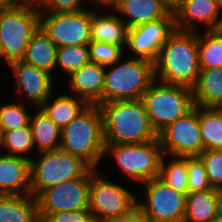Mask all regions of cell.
Segmentation results:
<instances>
[{"instance_id":"obj_1","label":"cell","mask_w":222,"mask_h":222,"mask_svg":"<svg viewBox=\"0 0 222 222\" xmlns=\"http://www.w3.org/2000/svg\"><path fill=\"white\" fill-rule=\"evenodd\" d=\"M200 70L198 32L175 30L154 62L155 79L193 89Z\"/></svg>"},{"instance_id":"obj_2","label":"cell","mask_w":222,"mask_h":222,"mask_svg":"<svg viewBox=\"0 0 222 222\" xmlns=\"http://www.w3.org/2000/svg\"><path fill=\"white\" fill-rule=\"evenodd\" d=\"M105 144H140L158 139L141 99L99 105Z\"/></svg>"},{"instance_id":"obj_3","label":"cell","mask_w":222,"mask_h":222,"mask_svg":"<svg viewBox=\"0 0 222 222\" xmlns=\"http://www.w3.org/2000/svg\"><path fill=\"white\" fill-rule=\"evenodd\" d=\"M62 150L82 158L99 169L104 161L102 114L97 104H88L68 125L62 128Z\"/></svg>"},{"instance_id":"obj_4","label":"cell","mask_w":222,"mask_h":222,"mask_svg":"<svg viewBox=\"0 0 222 222\" xmlns=\"http://www.w3.org/2000/svg\"><path fill=\"white\" fill-rule=\"evenodd\" d=\"M154 80L153 62L124 55L106 66L103 103L141 99Z\"/></svg>"},{"instance_id":"obj_5","label":"cell","mask_w":222,"mask_h":222,"mask_svg":"<svg viewBox=\"0 0 222 222\" xmlns=\"http://www.w3.org/2000/svg\"><path fill=\"white\" fill-rule=\"evenodd\" d=\"M39 28L38 4L21 2L0 8V41L6 66L23 59L30 39Z\"/></svg>"},{"instance_id":"obj_6","label":"cell","mask_w":222,"mask_h":222,"mask_svg":"<svg viewBox=\"0 0 222 222\" xmlns=\"http://www.w3.org/2000/svg\"><path fill=\"white\" fill-rule=\"evenodd\" d=\"M35 156L30 160V194L34 197L49 187L83 177L92 168L82 158L61 148Z\"/></svg>"},{"instance_id":"obj_7","label":"cell","mask_w":222,"mask_h":222,"mask_svg":"<svg viewBox=\"0 0 222 222\" xmlns=\"http://www.w3.org/2000/svg\"><path fill=\"white\" fill-rule=\"evenodd\" d=\"M149 121L157 134L194 108L193 89L154 80L142 96Z\"/></svg>"},{"instance_id":"obj_8","label":"cell","mask_w":222,"mask_h":222,"mask_svg":"<svg viewBox=\"0 0 222 222\" xmlns=\"http://www.w3.org/2000/svg\"><path fill=\"white\" fill-rule=\"evenodd\" d=\"M108 155L116 163L118 173L141 185L159 177L164 152L157 139L140 144H105L103 156Z\"/></svg>"},{"instance_id":"obj_9","label":"cell","mask_w":222,"mask_h":222,"mask_svg":"<svg viewBox=\"0 0 222 222\" xmlns=\"http://www.w3.org/2000/svg\"><path fill=\"white\" fill-rule=\"evenodd\" d=\"M97 170L91 176L89 210L96 222H106L129 213L137 206V193Z\"/></svg>"},{"instance_id":"obj_10","label":"cell","mask_w":222,"mask_h":222,"mask_svg":"<svg viewBox=\"0 0 222 222\" xmlns=\"http://www.w3.org/2000/svg\"><path fill=\"white\" fill-rule=\"evenodd\" d=\"M142 201L137 197V206L149 222H184L186 195L182 194L159 177L141 184Z\"/></svg>"},{"instance_id":"obj_11","label":"cell","mask_w":222,"mask_h":222,"mask_svg":"<svg viewBox=\"0 0 222 222\" xmlns=\"http://www.w3.org/2000/svg\"><path fill=\"white\" fill-rule=\"evenodd\" d=\"M97 170L99 169L91 168L83 177L43 190L36 197L40 221L51 213L88 209L91 176Z\"/></svg>"},{"instance_id":"obj_12","label":"cell","mask_w":222,"mask_h":222,"mask_svg":"<svg viewBox=\"0 0 222 222\" xmlns=\"http://www.w3.org/2000/svg\"><path fill=\"white\" fill-rule=\"evenodd\" d=\"M92 8L78 12H40L41 30L58 46L88 45Z\"/></svg>"},{"instance_id":"obj_13","label":"cell","mask_w":222,"mask_h":222,"mask_svg":"<svg viewBox=\"0 0 222 222\" xmlns=\"http://www.w3.org/2000/svg\"><path fill=\"white\" fill-rule=\"evenodd\" d=\"M164 154L177 157H198L204 152L198 121V106L184 117L168 124L158 133Z\"/></svg>"},{"instance_id":"obj_14","label":"cell","mask_w":222,"mask_h":222,"mask_svg":"<svg viewBox=\"0 0 222 222\" xmlns=\"http://www.w3.org/2000/svg\"><path fill=\"white\" fill-rule=\"evenodd\" d=\"M175 30L173 10L159 20L130 27L125 49L128 54L125 55L154 63L161 47Z\"/></svg>"},{"instance_id":"obj_15","label":"cell","mask_w":222,"mask_h":222,"mask_svg":"<svg viewBox=\"0 0 222 222\" xmlns=\"http://www.w3.org/2000/svg\"><path fill=\"white\" fill-rule=\"evenodd\" d=\"M13 71L11 74L15 80L16 95L23 103L40 107L55 90V75L46 70L25 63L15 61L8 65Z\"/></svg>"},{"instance_id":"obj_16","label":"cell","mask_w":222,"mask_h":222,"mask_svg":"<svg viewBox=\"0 0 222 222\" xmlns=\"http://www.w3.org/2000/svg\"><path fill=\"white\" fill-rule=\"evenodd\" d=\"M175 29L182 32L216 31L222 27V11L216 0H175ZM201 24V25H200Z\"/></svg>"},{"instance_id":"obj_17","label":"cell","mask_w":222,"mask_h":222,"mask_svg":"<svg viewBox=\"0 0 222 222\" xmlns=\"http://www.w3.org/2000/svg\"><path fill=\"white\" fill-rule=\"evenodd\" d=\"M105 71L106 66L88 62L66 77L71 91L68 94L78 96L87 104H103Z\"/></svg>"},{"instance_id":"obj_18","label":"cell","mask_w":222,"mask_h":222,"mask_svg":"<svg viewBox=\"0 0 222 222\" xmlns=\"http://www.w3.org/2000/svg\"><path fill=\"white\" fill-rule=\"evenodd\" d=\"M30 194V161L0 153V195Z\"/></svg>"},{"instance_id":"obj_19","label":"cell","mask_w":222,"mask_h":222,"mask_svg":"<svg viewBox=\"0 0 222 222\" xmlns=\"http://www.w3.org/2000/svg\"><path fill=\"white\" fill-rule=\"evenodd\" d=\"M128 30V25L114 10L92 8L91 41L114 43L126 49Z\"/></svg>"},{"instance_id":"obj_20","label":"cell","mask_w":222,"mask_h":222,"mask_svg":"<svg viewBox=\"0 0 222 222\" xmlns=\"http://www.w3.org/2000/svg\"><path fill=\"white\" fill-rule=\"evenodd\" d=\"M113 10L130 28L164 18L172 9L163 0H121Z\"/></svg>"},{"instance_id":"obj_21","label":"cell","mask_w":222,"mask_h":222,"mask_svg":"<svg viewBox=\"0 0 222 222\" xmlns=\"http://www.w3.org/2000/svg\"><path fill=\"white\" fill-rule=\"evenodd\" d=\"M0 222H41L36 197L0 195Z\"/></svg>"},{"instance_id":"obj_22","label":"cell","mask_w":222,"mask_h":222,"mask_svg":"<svg viewBox=\"0 0 222 222\" xmlns=\"http://www.w3.org/2000/svg\"><path fill=\"white\" fill-rule=\"evenodd\" d=\"M53 93L40 108L60 128L68 125L88 104L75 95ZM56 95V97H55ZM55 97V98H54ZM53 98V99H52Z\"/></svg>"},{"instance_id":"obj_23","label":"cell","mask_w":222,"mask_h":222,"mask_svg":"<svg viewBox=\"0 0 222 222\" xmlns=\"http://www.w3.org/2000/svg\"><path fill=\"white\" fill-rule=\"evenodd\" d=\"M34 112V113H33ZM30 118L36 154L52 151L61 147L60 129L40 107H35Z\"/></svg>"},{"instance_id":"obj_24","label":"cell","mask_w":222,"mask_h":222,"mask_svg":"<svg viewBox=\"0 0 222 222\" xmlns=\"http://www.w3.org/2000/svg\"><path fill=\"white\" fill-rule=\"evenodd\" d=\"M57 49L58 46L39 28L30 39L22 61L54 75Z\"/></svg>"},{"instance_id":"obj_25","label":"cell","mask_w":222,"mask_h":222,"mask_svg":"<svg viewBox=\"0 0 222 222\" xmlns=\"http://www.w3.org/2000/svg\"><path fill=\"white\" fill-rule=\"evenodd\" d=\"M195 106L215 107L222 102V67L201 69L193 88Z\"/></svg>"},{"instance_id":"obj_26","label":"cell","mask_w":222,"mask_h":222,"mask_svg":"<svg viewBox=\"0 0 222 222\" xmlns=\"http://www.w3.org/2000/svg\"><path fill=\"white\" fill-rule=\"evenodd\" d=\"M217 214L216 188L186 195L184 222H211Z\"/></svg>"},{"instance_id":"obj_27","label":"cell","mask_w":222,"mask_h":222,"mask_svg":"<svg viewBox=\"0 0 222 222\" xmlns=\"http://www.w3.org/2000/svg\"><path fill=\"white\" fill-rule=\"evenodd\" d=\"M198 121L204 151L222 149V113L219 109L198 106Z\"/></svg>"},{"instance_id":"obj_28","label":"cell","mask_w":222,"mask_h":222,"mask_svg":"<svg viewBox=\"0 0 222 222\" xmlns=\"http://www.w3.org/2000/svg\"><path fill=\"white\" fill-rule=\"evenodd\" d=\"M199 64L201 69L222 67V30L198 32Z\"/></svg>"},{"instance_id":"obj_29","label":"cell","mask_w":222,"mask_h":222,"mask_svg":"<svg viewBox=\"0 0 222 222\" xmlns=\"http://www.w3.org/2000/svg\"><path fill=\"white\" fill-rule=\"evenodd\" d=\"M159 178L162 179L174 190L187 195L188 194L187 157H177L164 154L161 161Z\"/></svg>"},{"instance_id":"obj_30","label":"cell","mask_w":222,"mask_h":222,"mask_svg":"<svg viewBox=\"0 0 222 222\" xmlns=\"http://www.w3.org/2000/svg\"><path fill=\"white\" fill-rule=\"evenodd\" d=\"M2 150L1 153L5 152L2 154L23 157L30 161L32 159L30 155L36 154L30 124L17 130L4 132Z\"/></svg>"},{"instance_id":"obj_31","label":"cell","mask_w":222,"mask_h":222,"mask_svg":"<svg viewBox=\"0 0 222 222\" xmlns=\"http://www.w3.org/2000/svg\"><path fill=\"white\" fill-rule=\"evenodd\" d=\"M88 62H90L88 45L58 47L55 72L56 68L60 69L59 73H65L63 75L66 78Z\"/></svg>"},{"instance_id":"obj_32","label":"cell","mask_w":222,"mask_h":222,"mask_svg":"<svg viewBox=\"0 0 222 222\" xmlns=\"http://www.w3.org/2000/svg\"><path fill=\"white\" fill-rule=\"evenodd\" d=\"M16 99V102H1L0 104V126L4 132L17 130L30 124L32 113L27 109H29L30 106L33 109L35 107L33 105L23 103L22 101L18 102L19 99Z\"/></svg>"},{"instance_id":"obj_33","label":"cell","mask_w":222,"mask_h":222,"mask_svg":"<svg viewBox=\"0 0 222 222\" xmlns=\"http://www.w3.org/2000/svg\"><path fill=\"white\" fill-rule=\"evenodd\" d=\"M88 46L90 62H94L103 66L116 63L126 53L123 47L114 43L90 41Z\"/></svg>"},{"instance_id":"obj_34","label":"cell","mask_w":222,"mask_h":222,"mask_svg":"<svg viewBox=\"0 0 222 222\" xmlns=\"http://www.w3.org/2000/svg\"><path fill=\"white\" fill-rule=\"evenodd\" d=\"M188 193L212 189L204 163L199 157H187Z\"/></svg>"},{"instance_id":"obj_35","label":"cell","mask_w":222,"mask_h":222,"mask_svg":"<svg viewBox=\"0 0 222 222\" xmlns=\"http://www.w3.org/2000/svg\"><path fill=\"white\" fill-rule=\"evenodd\" d=\"M198 157L205 165L210 184L222 188V149L205 150Z\"/></svg>"},{"instance_id":"obj_36","label":"cell","mask_w":222,"mask_h":222,"mask_svg":"<svg viewBox=\"0 0 222 222\" xmlns=\"http://www.w3.org/2000/svg\"><path fill=\"white\" fill-rule=\"evenodd\" d=\"M87 2L88 0H41L38 7L40 12H78L89 8Z\"/></svg>"},{"instance_id":"obj_37","label":"cell","mask_w":222,"mask_h":222,"mask_svg":"<svg viewBox=\"0 0 222 222\" xmlns=\"http://www.w3.org/2000/svg\"><path fill=\"white\" fill-rule=\"evenodd\" d=\"M42 222H96L89 209L49 214Z\"/></svg>"},{"instance_id":"obj_38","label":"cell","mask_w":222,"mask_h":222,"mask_svg":"<svg viewBox=\"0 0 222 222\" xmlns=\"http://www.w3.org/2000/svg\"><path fill=\"white\" fill-rule=\"evenodd\" d=\"M106 222H149V221L147 220L141 209L138 206H136L129 213L116 218L109 219Z\"/></svg>"},{"instance_id":"obj_39","label":"cell","mask_w":222,"mask_h":222,"mask_svg":"<svg viewBox=\"0 0 222 222\" xmlns=\"http://www.w3.org/2000/svg\"><path fill=\"white\" fill-rule=\"evenodd\" d=\"M121 0H88L93 9H109L113 10Z\"/></svg>"},{"instance_id":"obj_40","label":"cell","mask_w":222,"mask_h":222,"mask_svg":"<svg viewBox=\"0 0 222 222\" xmlns=\"http://www.w3.org/2000/svg\"><path fill=\"white\" fill-rule=\"evenodd\" d=\"M21 3L19 0H0V8L11 7Z\"/></svg>"},{"instance_id":"obj_41","label":"cell","mask_w":222,"mask_h":222,"mask_svg":"<svg viewBox=\"0 0 222 222\" xmlns=\"http://www.w3.org/2000/svg\"><path fill=\"white\" fill-rule=\"evenodd\" d=\"M217 208L218 213L222 214V188L217 189Z\"/></svg>"},{"instance_id":"obj_42","label":"cell","mask_w":222,"mask_h":222,"mask_svg":"<svg viewBox=\"0 0 222 222\" xmlns=\"http://www.w3.org/2000/svg\"><path fill=\"white\" fill-rule=\"evenodd\" d=\"M3 141H4V130H3L2 127L0 126V153H1V151H2Z\"/></svg>"},{"instance_id":"obj_43","label":"cell","mask_w":222,"mask_h":222,"mask_svg":"<svg viewBox=\"0 0 222 222\" xmlns=\"http://www.w3.org/2000/svg\"><path fill=\"white\" fill-rule=\"evenodd\" d=\"M172 10L175 6V0H163Z\"/></svg>"},{"instance_id":"obj_44","label":"cell","mask_w":222,"mask_h":222,"mask_svg":"<svg viewBox=\"0 0 222 222\" xmlns=\"http://www.w3.org/2000/svg\"><path fill=\"white\" fill-rule=\"evenodd\" d=\"M211 222H222V214L218 213Z\"/></svg>"},{"instance_id":"obj_45","label":"cell","mask_w":222,"mask_h":222,"mask_svg":"<svg viewBox=\"0 0 222 222\" xmlns=\"http://www.w3.org/2000/svg\"><path fill=\"white\" fill-rule=\"evenodd\" d=\"M20 2H24V3H35V4H39L41 0H19Z\"/></svg>"},{"instance_id":"obj_46","label":"cell","mask_w":222,"mask_h":222,"mask_svg":"<svg viewBox=\"0 0 222 222\" xmlns=\"http://www.w3.org/2000/svg\"><path fill=\"white\" fill-rule=\"evenodd\" d=\"M0 59L2 60L1 63L3 62V48H2V43L0 41Z\"/></svg>"},{"instance_id":"obj_47","label":"cell","mask_w":222,"mask_h":222,"mask_svg":"<svg viewBox=\"0 0 222 222\" xmlns=\"http://www.w3.org/2000/svg\"><path fill=\"white\" fill-rule=\"evenodd\" d=\"M216 1H217L218 5H219L221 11H222V0H216Z\"/></svg>"},{"instance_id":"obj_48","label":"cell","mask_w":222,"mask_h":222,"mask_svg":"<svg viewBox=\"0 0 222 222\" xmlns=\"http://www.w3.org/2000/svg\"><path fill=\"white\" fill-rule=\"evenodd\" d=\"M217 109H219V111L222 113V102H221V104L217 107Z\"/></svg>"}]
</instances>
